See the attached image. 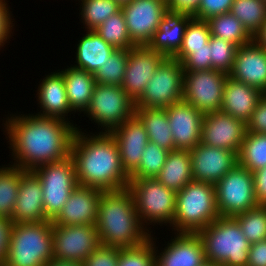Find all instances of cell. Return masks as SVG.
Returning a JSON list of instances; mask_svg holds the SVG:
<instances>
[{
  "label": "cell",
  "mask_w": 266,
  "mask_h": 266,
  "mask_svg": "<svg viewBox=\"0 0 266 266\" xmlns=\"http://www.w3.org/2000/svg\"><path fill=\"white\" fill-rule=\"evenodd\" d=\"M5 119L3 131L12 151V165L33 171L70 156L77 124L74 126L67 120L30 113L10 114Z\"/></svg>",
  "instance_id": "6da1fadb"
},
{
  "label": "cell",
  "mask_w": 266,
  "mask_h": 266,
  "mask_svg": "<svg viewBox=\"0 0 266 266\" xmlns=\"http://www.w3.org/2000/svg\"><path fill=\"white\" fill-rule=\"evenodd\" d=\"M70 156L80 186L103 192L128 188L130 178L123 170L117 144L110 133L87 134L76 127Z\"/></svg>",
  "instance_id": "7a4b0ae2"
},
{
  "label": "cell",
  "mask_w": 266,
  "mask_h": 266,
  "mask_svg": "<svg viewBox=\"0 0 266 266\" xmlns=\"http://www.w3.org/2000/svg\"><path fill=\"white\" fill-rule=\"evenodd\" d=\"M95 226L100 244L117 248L137 247L153 233L141 222L128 188L102 192Z\"/></svg>",
  "instance_id": "3957f363"
},
{
  "label": "cell",
  "mask_w": 266,
  "mask_h": 266,
  "mask_svg": "<svg viewBox=\"0 0 266 266\" xmlns=\"http://www.w3.org/2000/svg\"><path fill=\"white\" fill-rule=\"evenodd\" d=\"M205 260L222 266H247L251 243L233 217H219L199 230Z\"/></svg>",
  "instance_id": "277c9868"
},
{
  "label": "cell",
  "mask_w": 266,
  "mask_h": 266,
  "mask_svg": "<svg viewBox=\"0 0 266 266\" xmlns=\"http://www.w3.org/2000/svg\"><path fill=\"white\" fill-rule=\"evenodd\" d=\"M52 221L12 223L1 266H45L53 258Z\"/></svg>",
  "instance_id": "5b68a950"
},
{
  "label": "cell",
  "mask_w": 266,
  "mask_h": 266,
  "mask_svg": "<svg viewBox=\"0 0 266 266\" xmlns=\"http://www.w3.org/2000/svg\"><path fill=\"white\" fill-rule=\"evenodd\" d=\"M220 217L214 184L191 181L176 193L174 233H197Z\"/></svg>",
  "instance_id": "8992f818"
},
{
  "label": "cell",
  "mask_w": 266,
  "mask_h": 266,
  "mask_svg": "<svg viewBox=\"0 0 266 266\" xmlns=\"http://www.w3.org/2000/svg\"><path fill=\"white\" fill-rule=\"evenodd\" d=\"M128 189L134 198L137 214L148 225L169 227L173 224L176 209V192L155 178H130Z\"/></svg>",
  "instance_id": "52a82bcc"
},
{
  "label": "cell",
  "mask_w": 266,
  "mask_h": 266,
  "mask_svg": "<svg viewBox=\"0 0 266 266\" xmlns=\"http://www.w3.org/2000/svg\"><path fill=\"white\" fill-rule=\"evenodd\" d=\"M135 102L121 85L97 84L89 106L83 112L91 121L102 128L99 132L109 133L135 115Z\"/></svg>",
  "instance_id": "ba28073f"
},
{
  "label": "cell",
  "mask_w": 266,
  "mask_h": 266,
  "mask_svg": "<svg viewBox=\"0 0 266 266\" xmlns=\"http://www.w3.org/2000/svg\"><path fill=\"white\" fill-rule=\"evenodd\" d=\"M43 190L45 217L52 221L61 211L71 192L79 185L71 156L41 165L33 170Z\"/></svg>",
  "instance_id": "9c48e42d"
},
{
  "label": "cell",
  "mask_w": 266,
  "mask_h": 266,
  "mask_svg": "<svg viewBox=\"0 0 266 266\" xmlns=\"http://www.w3.org/2000/svg\"><path fill=\"white\" fill-rule=\"evenodd\" d=\"M214 186L221 217H234L259 206L255 197L253 174L239 164Z\"/></svg>",
  "instance_id": "30bf717a"
},
{
  "label": "cell",
  "mask_w": 266,
  "mask_h": 266,
  "mask_svg": "<svg viewBox=\"0 0 266 266\" xmlns=\"http://www.w3.org/2000/svg\"><path fill=\"white\" fill-rule=\"evenodd\" d=\"M184 70L180 61L166 57L156 69L136 108H167L183 100Z\"/></svg>",
  "instance_id": "8fae6325"
},
{
  "label": "cell",
  "mask_w": 266,
  "mask_h": 266,
  "mask_svg": "<svg viewBox=\"0 0 266 266\" xmlns=\"http://www.w3.org/2000/svg\"><path fill=\"white\" fill-rule=\"evenodd\" d=\"M227 77L214 69L184 71L183 100L202 114L220 111Z\"/></svg>",
  "instance_id": "7c38bea8"
},
{
  "label": "cell",
  "mask_w": 266,
  "mask_h": 266,
  "mask_svg": "<svg viewBox=\"0 0 266 266\" xmlns=\"http://www.w3.org/2000/svg\"><path fill=\"white\" fill-rule=\"evenodd\" d=\"M53 258L83 263L101 244L95 225H52Z\"/></svg>",
  "instance_id": "4fadbf2b"
},
{
  "label": "cell",
  "mask_w": 266,
  "mask_h": 266,
  "mask_svg": "<svg viewBox=\"0 0 266 266\" xmlns=\"http://www.w3.org/2000/svg\"><path fill=\"white\" fill-rule=\"evenodd\" d=\"M168 10L164 0H132L121 6L128 34L135 46L147 45Z\"/></svg>",
  "instance_id": "5bb4252c"
},
{
  "label": "cell",
  "mask_w": 266,
  "mask_h": 266,
  "mask_svg": "<svg viewBox=\"0 0 266 266\" xmlns=\"http://www.w3.org/2000/svg\"><path fill=\"white\" fill-rule=\"evenodd\" d=\"M193 180L216 184L238 164V154L199 143L190 150Z\"/></svg>",
  "instance_id": "9a60e30c"
},
{
  "label": "cell",
  "mask_w": 266,
  "mask_h": 266,
  "mask_svg": "<svg viewBox=\"0 0 266 266\" xmlns=\"http://www.w3.org/2000/svg\"><path fill=\"white\" fill-rule=\"evenodd\" d=\"M166 57L147 45L129 49L122 89L136 102L144 93L147 84L158 66Z\"/></svg>",
  "instance_id": "2e32d148"
},
{
  "label": "cell",
  "mask_w": 266,
  "mask_h": 266,
  "mask_svg": "<svg viewBox=\"0 0 266 266\" xmlns=\"http://www.w3.org/2000/svg\"><path fill=\"white\" fill-rule=\"evenodd\" d=\"M247 132L246 124L222 111L204 114L201 143L237 154Z\"/></svg>",
  "instance_id": "e0dca14e"
},
{
  "label": "cell",
  "mask_w": 266,
  "mask_h": 266,
  "mask_svg": "<svg viewBox=\"0 0 266 266\" xmlns=\"http://www.w3.org/2000/svg\"><path fill=\"white\" fill-rule=\"evenodd\" d=\"M174 234L161 252L156 246V239L151 235L155 266H201L206 260L203 243L197 233Z\"/></svg>",
  "instance_id": "ac0fdd59"
},
{
  "label": "cell",
  "mask_w": 266,
  "mask_h": 266,
  "mask_svg": "<svg viewBox=\"0 0 266 266\" xmlns=\"http://www.w3.org/2000/svg\"><path fill=\"white\" fill-rule=\"evenodd\" d=\"M166 109L175 150L194 149L201 141L204 114L184 100Z\"/></svg>",
  "instance_id": "d6986e66"
},
{
  "label": "cell",
  "mask_w": 266,
  "mask_h": 266,
  "mask_svg": "<svg viewBox=\"0 0 266 266\" xmlns=\"http://www.w3.org/2000/svg\"><path fill=\"white\" fill-rule=\"evenodd\" d=\"M109 133L117 144L123 170L130 176L138 168L142 153L149 142L145 127L134 115Z\"/></svg>",
  "instance_id": "ffe728a7"
},
{
  "label": "cell",
  "mask_w": 266,
  "mask_h": 266,
  "mask_svg": "<svg viewBox=\"0 0 266 266\" xmlns=\"http://www.w3.org/2000/svg\"><path fill=\"white\" fill-rule=\"evenodd\" d=\"M10 221L12 223H39L48 221L43 207L42 184L33 171L21 169L18 196Z\"/></svg>",
  "instance_id": "44dd1931"
},
{
  "label": "cell",
  "mask_w": 266,
  "mask_h": 266,
  "mask_svg": "<svg viewBox=\"0 0 266 266\" xmlns=\"http://www.w3.org/2000/svg\"><path fill=\"white\" fill-rule=\"evenodd\" d=\"M101 190L78 185L68 197L59 214L52 220L54 225H95Z\"/></svg>",
  "instance_id": "7402d4cb"
},
{
  "label": "cell",
  "mask_w": 266,
  "mask_h": 266,
  "mask_svg": "<svg viewBox=\"0 0 266 266\" xmlns=\"http://www.w3.org/2000/svg\"><path fill=\"white\" fill-rule=\"evenodd\" d=\"M228 76L266 93V50L254 40L238 47Z\"/></svg>",
  "instance_id": "603a6c76"
},
{
  "label": "cell",
  "mask_w": 266,
  "mask_h": 266,
  "mask_svg": "<svg viewBox=\"0 0 266 266\" xmlns=\"http://www.w3.org/2000/svg\"><path fill=\"white\" fill-rule=\"evenodd\" d=\"M192 18V14L187 12L168 9L147 46L165 57L173 58L182 46L185 28Z\"/></svg>",
  "instance_id": "cb8c5ba5"
},
{
  "label": "cell",
  "mask_w": 266,
  "mask_h": 266,
  "mask_svg": "<svg viewBox=\"0 0 266 266\" xmlns=\"http://www.w3.org/2000/svg\"><path fill=\"white\" fill-rule=\"evenodd\" d=\"M40 81L42 82L38 85L36 96L41 110L36 114L69 121L68 113L73 110L68 103L64 77L60 69L49 73Z\"/></svg>",
  "instance_id": "d4e9b609"
},
{
  "label": "cell",
  "mask_w": 266,
  "mask_h": 266,
  "mask_svg": "<svg viewBox=\"0 0 266 266\" xmlns=\"http://www.w3.org/2000/svg\"><path fill=\"white\" fill-rule=\"evenodd\" d=\"M263 94L260 89L228 76L220 111L246 124Z\"/></svg>",
  "instance_id": "484cf974"
},
{
  "label": "cell",
  "mask_w": 266,
  "mask_h": 266,
  "mask_svg": "<svg viewBox=\"0 0 266 266\" xmlns=\"http://www.w3.org/2000/svg\"><path fill=\"white\" fill-rule=\"evenodd\" d=\"M86 34L78 40L76 65L72 67L94 74L116 50L104 41L95 30H85Z\"/></svg>",
  "instance_id": "4316f807"
},
{
  "label": "cell",
  "mask_w": 266,
  "mask_h": 266,
  "mask_svg": "<svg viewBox=\"0 0 266 266\" xmlns=\"http://www.w3.org/2000/svg\"><path fill=\"white\" fill-rule=\"evenodd\" d=\"M60 72L64 77L68 103L73 110L72 114L84 112L89 106L96 85L93 74L71 65Z\"/></svg>",
  "instance_id": "83f0119b"
},
{
  "label": "cell",
  "mask_w": 266,
  "mask_h": 266,
  "mask_svg": "<svg viewBox=\"0 0 266 266\" xmlns=\"http://www.w3.org/2000/svg\"><path fill=\"white\" fill-rule=\"evenodd\" d=\"M155 179L176 193L182 190L193 181L190 151H169L165 164Z\"/></svg>",
  "instance_id": "f1b7e54d"
},
{
  "label": "cell",
  "mask_w": 266,
  "mask_h": 266,
  "mask_svg": "<svg viewBox=\"0 0 266 266\" xmlns=\"http://www.w3.org/2000/svg\"><path fill=\"white\" fill-rule=\"evenodd\" d=\"M135 115L143 123L150 142L175 150V144L165 108H136Z\"/></svg>",
  "instance_id": "f546056e"
},
{
  "label": "cell",
  "mask_w": 266,
  "mask_h": 266,
  "mask_svg": "<svg viewBox=\"0 0 266 266\" xmlns=\"http://www.w3.org/2000/svg\"><path fill=\"white\" fill-rule=\"evenodd\" d=\"M206 21L211 36L220 37L238 47L253 41L244 25L230 12L213 16Z\"/></svg>",
  "instance_id": "4dcf8cb0"
},
{
  "label": "cell",
  "mask_w": 266,
  "mask_h": 266,
  "mask_svg": "<svg viewBox=\"0 0 266 266\" xmlns=\"http://www.w3.org/2000/svg\"><path fill=\"white\" fill-rule=\"evenodd\" d=\"M6 166H0V217L11 220L18 196L21 168L12 164Z\"/></svg>",
  "instance_id": "1f68e13d"
},
{
  "label": "cell",
  "mask_w": 266,
  "mask_h": 266,
  "mask_svg": "<svg viewBox=\"0 0 266 266\" xmlns=\"http://www.w3.org/2000/svg\"><path fill=\"white\" fill-rule=\"evenodd\" d=\"M238 164L250 172L266 167V134L246 132L238 153Z\"/></svg>",
  "instance_id": "d6a6232c"
},
{
  "label": "cell",
  "mask_w": 266,
  "mask_h": 266,
  "mask_svg": "<svg viewBox=\"0 0 266 266\" xmlns=\"http://www.w3.org/2000/svg\"><path fill=\"white\" fill-rule=\"evenodd\" d=\"M230 13L254 38L266 19V4L262 0H234Z\"/></svg>",
  "instance_id": "836d02e7"
},
{
  "label": "cell",
  "mask_w": 266,
  "mask_h": 266,
  "mask_svg": "<svg viewBox=\"0 0 266 266\" xmlns=\"http://www.w3.org/2000/svg\"><path fill=\"white\" fill-rule=\"evenodd\" d=\"M81 22L86 30L97 29L110 16L121 11V5L115 0H80ZM82 6V7H81Z\"/></svg>",
  "instance_id": "e575fe53"
},
{
  "label": "cell",
  "mask_w": 266,
  "mask_h": 266,
  "mask_svg": "<svg viewBox=\"0 0 266 266\" xmlns=\"http://www.w3.org/2000/svg\"><path fill=\"white\" fill-rule=\"evenodd\" d=\"M95 31L104 41L116 49H131L135 46L128 34L122 11L110 16Z\"/></svg>",
  "instance_id": "d590c367"
},
{
  "label": "cell",
  "mask_w": 266,
  "mask_h": 266,
  "mask_svg": "<svg viewBox=\"0 0 266 266\" xmlns=\"http://www.w3.org/2000/svg\"><path fill=\"white\" fill-rule=\"evenodd\" d=\"M233 218L251 244L266 239V206L259 205Z\"/></svg>",
  "instance_id": "8d00e7d4"
},
{
  "label": "cell",
  "mask_w": 266,
  "mask_h": 266,
  "mask_svg": "<svg viewBox=\"0 0 266 266\" xmlns=\"http://www.w3.org/2000/svg\"><path fill=\"white\" fill-rule=\"evenodd\" d=\"M129 49H116L94 74L97 84L122 85Z\"/></svg>",
  "instance_id": "74e56055"
},
{
  "label": "cell",
  "mask_w": 266,
  "mask_h": 266,
  "mask_svg": "<svg viewBox=\"0 0 266 266\" xmlns=\"http://www.w3.org/2000/svg\"><path fill=\"white\" fill-rule=\"evenodd\" d=\"M210 36L211 33L208 22L192 18L185 28L182 46L173 58L182 62L190 53H192V49L206 47Z\"/></svg>",
  "instance_id": "f35d334b"
},
{
  "label": "cell",
  "mask_w": 266,
  "mask_h": 266,
  "mask_svg": "<svg viewBox=\"0 0 266 266\" xmlns=\"http://www.w3.org/2000/svg\"><path fill=\"white\" fill-rule=\"evenodd\" d=\"M169 151L153 142H148L138 168L129 178H156L165 164Z\"/></svg>",
  "instance_id": "ab89813d"
},
{
  "label": "cell",
  "mask_w": 266,
  "mask_h": 266,
  "mask_svg": "<svg viewBox=\"0 0 266 266\" xmlns=\"http://www.w3.org/2000/svg\"><path fill=\"white\" fill-rule=\"evenodd\" d=\"M211 69L229 75L232 70L238 46L220 37L210 36Z\"/></svg>",
  "instance_id": "60d3db41"
},
{
  "label": "cell",
  "mask_w": 266,
  "mask_h": 266,
  "mask_svg": "<svg viewBox=\"0 0 266 266\" xmlns=\"http://www.w3.org/2000/svg\"><path fill=\"white\" fill-rule=\"evenodd\" d=\"M117 266H155L154 244L149 239L132 248H120Z\"/></svg>",
  "instance_id": "b9f144b4"
},
{
  "label": "cell",
  "mask_w": 266,
  "mask_h": 266,
  "mask_svg": "<svg viewBox=\"0 0 266 266\" xmlns=\"http://www.w3.org/2000/svg\"><path fill=\"white\" fill-rule=\"evenodd\" d=\"M233 2L234 0H201L192 16L206 21L213 16L230 12Z\"/></svg>",
  "instance_id": "7bdbcfd3"
},
{
  "label": "cell",
  "mask_w": 266,
  "mask_h": 266,
  "mask_svg": "<svg viewBox=\"0 0 266 266\" xmlns=\"http://www.w3.org/2000/svg\"><path fill=\"white\" fill-rule=\"evenodd\" d=\"M209 42L206 47L199 49H192L190 53L182 62L184 71H198L211 69V53Z\"/></svg>",
  "instance_id": "ee69618b"
},
{
  "label": "cell",
  "mask_w": 266,
  "mask_h": 266,
  "mask_svg": "<svg viewBox=\"0 0 266 266\" xmlns=\"http://www.w3.org/2000/svg\"><path fill=\"white\" fill-rule=\"evenodd\" d=\"M117 247L100 245L90 256L83 262L84 266H117L119 258Z\"/></svg>",
  "instance_id": "f6af8a7d"
},
{
  "label": "cell",
  "mask_w": 266,
  "mask_h": 266,
  "mask_svg": "<svg viewBox=\"0 0 266 266\" xmlns=\"http://www.w3.org/2000/svg\"><path fill=\"white\" fill-rule=\"evenodd\" d=\"M248 132L266 134V93H264L254 112L246 123Z\"/></svg>",
  "instance_id": "bcb514c9"
},
{
  "label": "cell",
  "mask_w": 266,
  "mask_h": 266,
  "mask_svg": "<svg viewBox=\"0 0 266 266\" xmlns=\"http://www.w3.org/2000/svg\"><path fill=\"white\" fill-rule=\"evenodd\" d=\"M11 13L7 0H0V50L13 36L15 22Z\"/></svg>",
  "instance_id": "7dc6e473"
},
{
  "label": "cell",
  "mask_w": 266,
  "mask_h": 266,
  "mask_svg": "<svg viewBox=\"0 0 266 266\" xmlns=\"http://www.w3.org/2000/svg\"><path fill=\"white\" fill-rule=\"evenodd\" d=\"M247 266H266V239L250 245Z\"/></svg>",
  "instance_id": "c3c4849f"
},
{
  "label": "cell",
  "mask_w": 266,
  "mask_h": 266,
  "mask_svg": "<svg viewBox=\"0 0 266 266\" xmlns=\"http://www.w3.org/2000/svg\"><path fill=\"white\" fill-rule=\"evenodd\" d=\"M257 203L266 206V167L252 172Z\"/></svg>",
  "instance_id": "681fc988"
},
{
  "label": "cell",
  "mask_w": 266,
  "mask_h": 266,
  "mask_svg": "<svg viewBox=\"0 0 266 266\" xmlns=\"http://www.w3.org/2000/svg\"><path fill=\"white\" fill-rule=\"evenodd\" d=\"M11 226L12 222L9 219L0 217V266L7 256Z\"/></svg>",
  "instance_id": "f907efd6"
},
{
  "label": "cell",
  "mask_w": 266,
  "mask_h": 266,
  "mask_svg": "<svg viewBox=\"0 0 266 266\" xmlns=\"http://www.w3.org/2000/svg\"><path fill=\"white\" fill-rule=\"evenodd\" d=\"M201 0H167V7L173 11H184L193 14Z\"/></svg>",
  "instance_id": "816d5d0a"
},
{
  "label": "cell",
  "mask_w": 266,
  "mask_h": 266,
  "mask_svg": "<svg viewBox=\"0 0 266 266\" xmlns=\"http://www.w3.org/2000/svg\"><path fill=\"white\" fill-rule=\"evenodd\" d=\"M253 40L266 50V19Z\"/></svg>",
  "instance_id": "f5cc1de1"
},
{
  "label": "cell",
  "mask_w": 266,
  "mask_h": 266,
  "mask_svg": "<svg viewBox=\"0 0 266 266\" xmlns=\"http://www.w3.org/2000/svg\"><path fill=\"white\" fill-rule=\"evenodd\" d=\"M45 266H84L83 263L52 258Z\"/></svg>",
  "instance_id": "db71d44e"
},
{
  "label": "cell",
  "mask_w": 266,
  "mask_h": 266,
  "mask_svg": "<svg viewBox=\"0 0 266 266\" xmlns=\"http://www.w3.org/2000/svg\"><path fill=\"white\" fill-rule=\"evenodd\" d=\"M201 266H222V265L218 263H211V262L205 261Z\"/></svg>",
  "instance_id": "11a10c76"
},
{
  "label": "cell",
  "mask_w": 266,
  "mask_h": 266,
  "mask_svg": "<svg viewBox=\"0 0 266 266\" xmlns=\"http://www.w3.org/2000/svg\"><path fill=\"white\" fill-rule=\"evenodd\" d=\"M115 1L122 6L124 4H127L128 2H131L132 0H115Z\"/></svg>",
  "instance_id": "9f6ffc18"
}]
</instances>
